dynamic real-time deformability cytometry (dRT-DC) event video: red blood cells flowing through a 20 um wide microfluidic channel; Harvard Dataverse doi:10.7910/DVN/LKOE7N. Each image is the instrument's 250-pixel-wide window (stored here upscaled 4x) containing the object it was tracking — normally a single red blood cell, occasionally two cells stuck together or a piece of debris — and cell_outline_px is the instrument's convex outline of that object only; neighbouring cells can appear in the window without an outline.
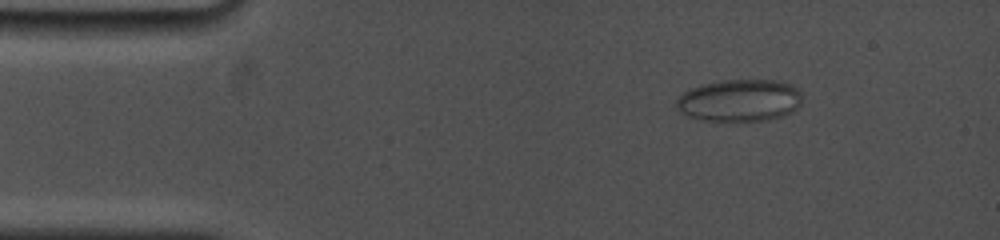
{"species": "common noctule bat (a hibernating species)", "species_latin": "Nyctalus noctula", "temperature_condition": "cold", "stored_images_in_passage": 42, "camera_frame_rate_fps": 5000, "um_per_image_px": 0.085, "animal": {"sex": "female", "body_mass_g": 19.0, "forearm_length_mm": 53.3}, "frame": {"image": 1, "passage_image": 7, "time_ms": 2.2, "image_size_px": [1000, 240], "cell_outline_px": [[800, 104], [792, 112], [768, 120], [740, 124], [736, 124], [700, 120], [688, 116], [680, 112], [676, 104], [676, 100], [684, 92], [700, 84], [720, 80], [776, 80], [792, 84], [800, 92]], "centroid_in_image_um": [62.84, 8.58], "position_along_channel_um": 22.2, "area_um2": 31.79}}
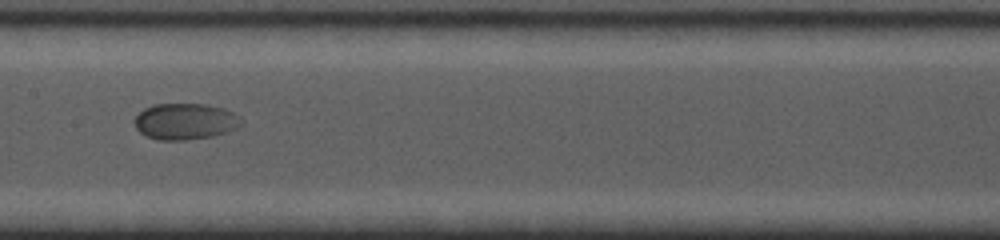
{"frame": {"image": 2, "passage_image": 23, "time_ms": 8.8, "image_size_px": [1000, 240], "cell_outline_px": [[244, 124], [236, 128], [212, 136], [184, 140], [160, 140], [148, 136], [140, 132], [136, 128], [136, 116], [144, 108], [152, 104], [208, 104], [224, 108], [240, 116], [244, 120]], "centroid_in_image_um": [15.78, 10.31], "position_along_channel_um": 191.6, "area_um2": 22.54}}
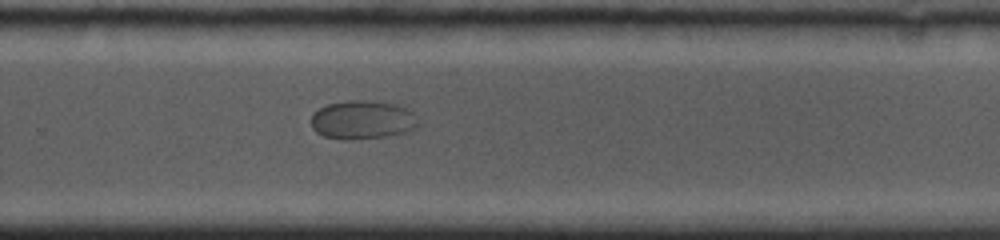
{"frame": {"image": 3, "passage_image": 28, "time_ms": 11.8, "image_size_px": [1000, 240], "cell_outline_px": [[420, 124], [412, 132], [384, 136], [352, 140], [340, 140], [324, 136], [316, 132], [312, 128], [312, 112], [328, 104], [348, 100], [360, 100], [396, 104], [412, 112]], "centroid_in_image_um": [30.81, 10.21], "position_along_channel_um": 299.0, "area_um2": 24.28}}